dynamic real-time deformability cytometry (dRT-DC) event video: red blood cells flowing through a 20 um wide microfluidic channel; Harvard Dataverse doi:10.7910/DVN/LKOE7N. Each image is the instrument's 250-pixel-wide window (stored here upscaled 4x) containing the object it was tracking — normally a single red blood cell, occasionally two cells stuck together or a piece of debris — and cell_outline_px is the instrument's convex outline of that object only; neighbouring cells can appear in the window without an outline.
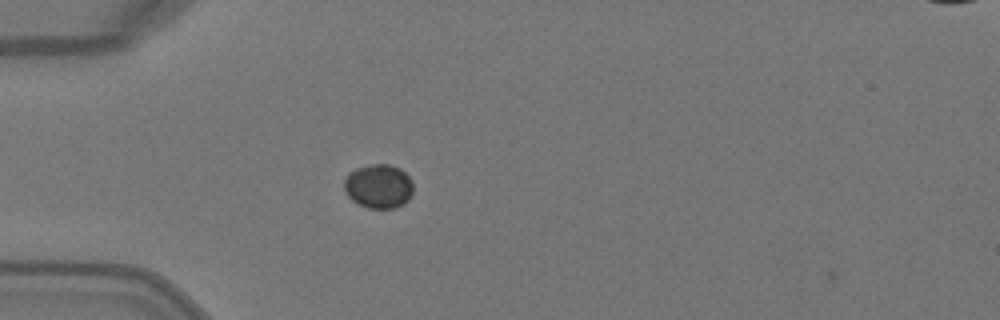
{"species": "Egyptian fruit bat (a non-hibernating species)", "species_latin": "Rousettus aegyptiacus", "temperature_condition": "warm", "stored_images_in_passage": 1, "camera_frame_rate_fps": 3000, "um_per_image_px": 0.085, "animal": {"sex": "female"}, "frame": {"image": 1, "passage_image": 1, "time_ms": 0.0, "image_size_px": [1000, 320], "cell_outline_px": [[412, 192], [408, 200], [404, 204], [396, 208], [368, 208], [352, 200], [348, 196], [344, 188], [344, 180], [348, 172], [356, 168], [372, 164], [388, 164], [400, 168], [412, 180]], "centroid_in_image_um": [32.18, 15.83], "position_along_channel_um": 52.8, "area_um2": 17.8}}